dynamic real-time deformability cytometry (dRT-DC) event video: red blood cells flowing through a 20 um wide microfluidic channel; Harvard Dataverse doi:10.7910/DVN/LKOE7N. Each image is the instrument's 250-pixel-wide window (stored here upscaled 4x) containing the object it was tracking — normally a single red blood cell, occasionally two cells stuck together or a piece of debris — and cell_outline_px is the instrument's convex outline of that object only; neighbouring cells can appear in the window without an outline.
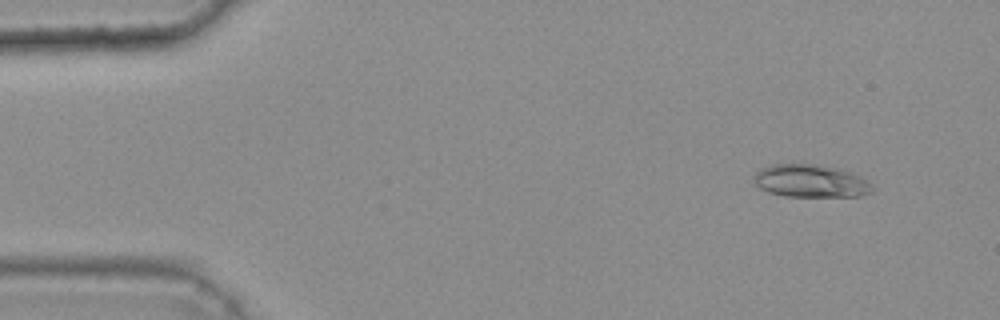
{"species": "common noctule bat (a hibernating species)", "species_latin": "Nyctalus noctula", "temperature_condition": "warm", "stored_images_in_passage": 46, "camera_frame_rate_fps": 3000, "um_per_image_px": 0.085, "animal": {"sex": "female", "body_mass_g": 25.1}, "frame": {"image": 1, "passage_image": 5, "time_ms": 1.333, "image_size_px": [1000, 320], "cell_outline_px": [[876, 188], [872, 192], [860, 196], [784, 196], [768, 192], [760, 188], [752, 180], [752, 176], [760, 168], [772, 164], [812, 164], [840, 168], [860, 176], [868, 180]], "centroid_in_image_um": [68.91, 15.38], "position_along_channel_um": 16.1, "area_um2": 22.89}}
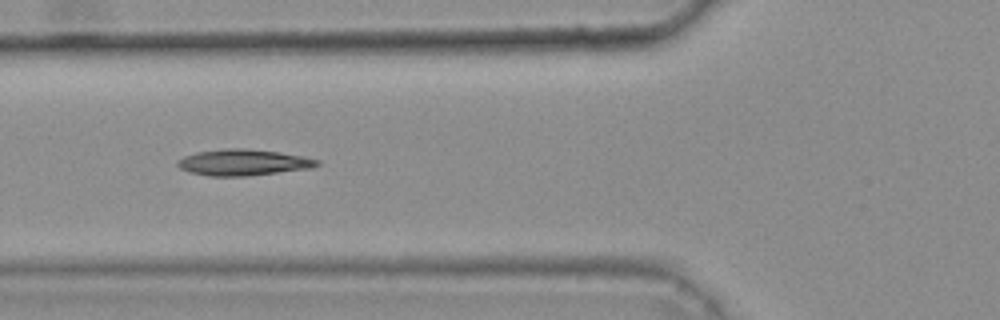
{"frame": {"image": 2, "passage_image": 20, "time_ms": 6.333, "image_size_px": [1000, 320], "cell_outline_px": [[320, 164], [312, 168], [248, 176], [208, 176], [188, 172], [180, 168], [176, 164], [176, 160], [184, 156], [196, 152], [224, 148], [244, 148], [280, 152], [304, 156], [320, 160]], "centroid_in_image_um": [20.66, 13.8], "position_along_channel_um": 105.1, "area_um2": 21.56}}
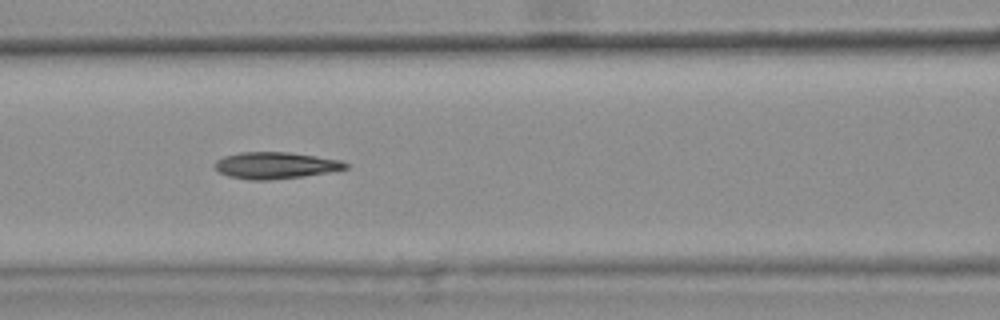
{"frame": {"image": 3, "passage_image": 23, "time_ms": 7.333, "image_size_px": [1000, 320], "cell_outline_px": [[348, 168], [300, 176], [268, 180], [252, 180], [228, 176], [220, 172], [212, 164], [216, 160], [224, 156], [240, 152], [288, 152], [316, 156], [340, 160], [348, 164]], "centroid_in_image_um": [23.35, 14.04], "position_along_channel_um": 143.2, "area_um2": 20.0}, "authors_computed_cell_mechanics": {"area_um2": 20.2589, "velocity_mm_per_s": 3.7822, "shape_relaxation_time_tau1_ms": null, "shape_relaxation_time_tau2_ms": 3.9991, "deformation_change_tau1": null, "deformation_change_tau2": 0.1321}}